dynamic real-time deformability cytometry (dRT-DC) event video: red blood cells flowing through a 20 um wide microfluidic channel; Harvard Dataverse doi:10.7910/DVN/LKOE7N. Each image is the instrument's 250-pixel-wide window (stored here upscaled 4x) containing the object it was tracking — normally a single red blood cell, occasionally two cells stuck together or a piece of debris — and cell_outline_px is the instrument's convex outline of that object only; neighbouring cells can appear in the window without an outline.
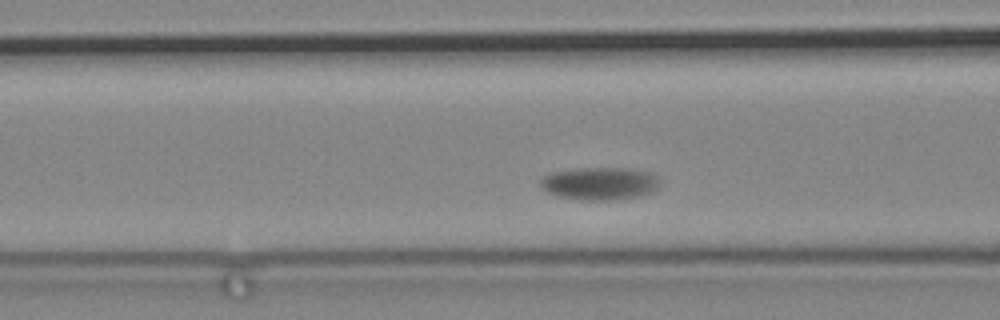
{"species": "common noctule bat (a hibernating species)", "species_latin": "Nyctalus noctula", "temperature_condition": "cold", "stored_images_in_passage": 64, "camera_frame_rate_fps": 3000, "um_per_image_px": 0.085, "animal": {"sex": "male", "body_mass_g": 19.2, "forearm_length_mm": 51.8}, "frame": {"image": 1, "passage_image": 19, "time_ms": 6.0, "image_size_px": [1000, 320], "cell_outline_px": [[660, 184], [656, 188], [640, 196], [612, 200], [580, 200], [556, 196], [540, 188], [540, 180], [544, 176], [552, 172], [584, 168], [620, 168], [652, 172], [660, 180]], "centroid_in_image_um": [50.95, 15.6], "position_along_channel_um": 115.6, "area_um2": 22.72}}
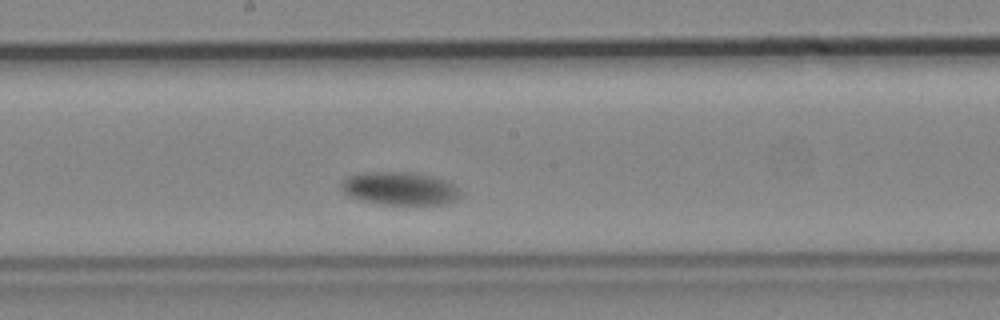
{"frame": {"image": 2, "passage_image": 30, "time_ms": 9.667, "image_size_px": [1000, 320], "cell_outline_px": [[460, 196], [456, 200], [444, 204], [380, 204], [348, 196], [340, 188], [340, 184], [348, 176], [368, 172], [408, 172], [428, 176], [444, 180], [456, 184], [460, 192]], "centroid_in_image_um": [33.98, 16.02], "position_along_channel_um": 214.2, "area_um2": 22.72}}
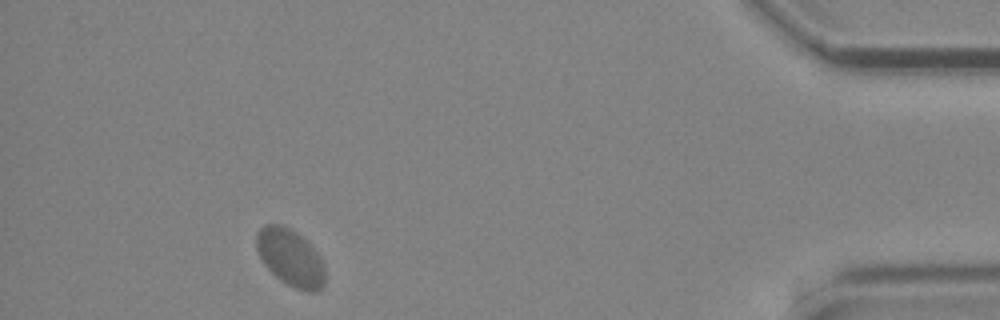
{"frame": {"image": 3, "passage_image": 58, "time_ms": 19.0, "image_size_px": [1000, 320], "cell_outline_px": [[324, 284], [316, 292], [304, 292], [280, 280], [264, 264], [256, 248], [256, 232], [264, 224], [280, 224], [296, 232], [316, 252], [324, 264]], "centroid_in_image_um": [24.66, 21.9], "position_along_channel_um": 410.5, "area_um2": 22.48}}